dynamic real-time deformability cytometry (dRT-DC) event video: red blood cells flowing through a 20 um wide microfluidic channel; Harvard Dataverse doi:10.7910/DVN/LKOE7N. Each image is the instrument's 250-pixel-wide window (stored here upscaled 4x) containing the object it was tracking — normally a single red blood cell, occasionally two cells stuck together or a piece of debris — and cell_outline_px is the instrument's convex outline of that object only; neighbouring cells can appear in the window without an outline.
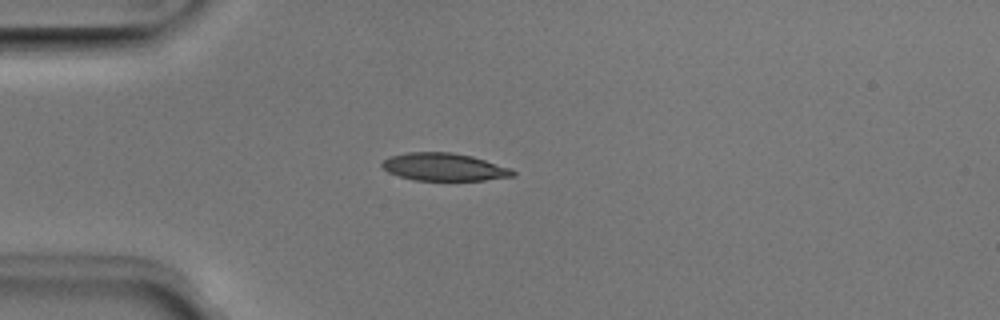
{"species": "Egyptian fruit bat (a non-hibernating species)", "species_latin": "Rousettus aegyptiacus", "temperature_condition": "room temperature", "stored_images_in_passage": 25, "camera_frame_rate_fps": 3000, "um_per_image_px": 0.085, "animal": {"sex": "male"}, "frame": {"image": 1, "passage_image": 1, "time_ms": 0.0, "image_size_px": [1000, 320], "cell_outline_px": [[516, 176], [484, 180], [412, 180], [388, 172], [380, 164], [388, 156], [408, 152], [452, 152], [472, 156], [512, 168], [516, 172]], "centroid_in_image_um": [37.77, 14.19], "position_along_channel_um": 47.2, "area_um2": 21.21}}
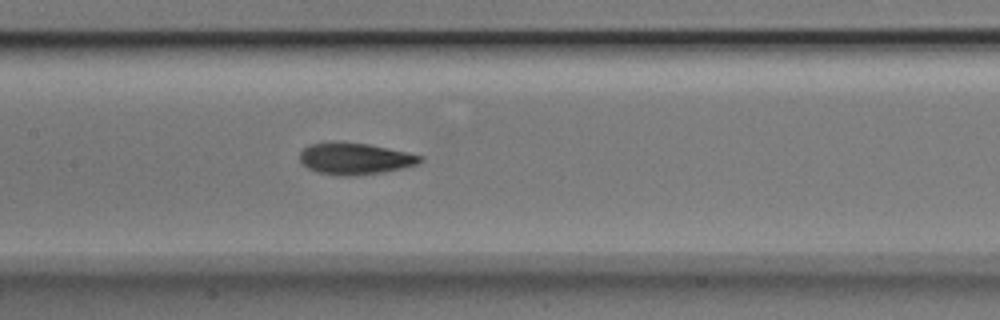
{"frame": {"image": 2, "passage_image": 12, "time_ms": 3.667, "image_size_px": [1000, 320], "cell_outline_px": [[424, 160], [416, 164], [404, 168], [384, 172], [356, 176], [336, 176], [316, 172], [308, 168], [300, 160], [300, 152], [304, 148], [312, 144], [368, 144], [408, 152], [424, 156]], "centroid_in_image_um": [30.23, 13.53], "position_along_channel_um": 177.2, "area_um2": 21.79}}
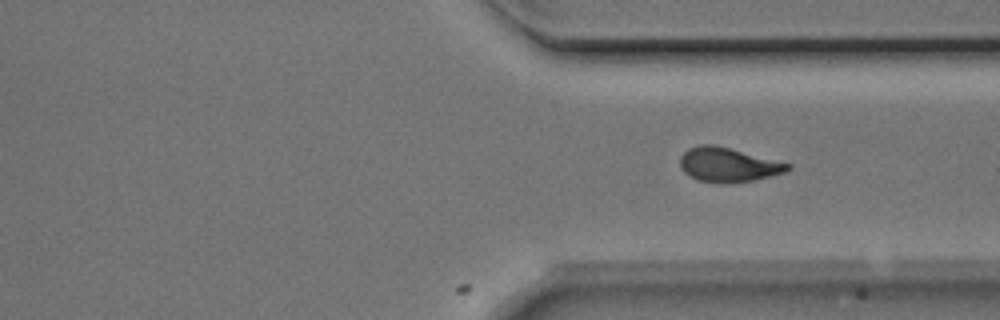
{"frame": {"image": 3, "passage_image": 25, "time_ms": 8.0, "image_size_px": [1000, 320], "cell_outline_px": [[792, 168], [784, 172], [752, 180], [696, 180], [688, 176], [680, 168], [680, 156], [688, 148], [700, 144], [716, 144], [792, 164]], "centroid_in_image_um": [61.86, 13.94], "position_along_channel_um": 349.5, "area_um2": 20.92}}